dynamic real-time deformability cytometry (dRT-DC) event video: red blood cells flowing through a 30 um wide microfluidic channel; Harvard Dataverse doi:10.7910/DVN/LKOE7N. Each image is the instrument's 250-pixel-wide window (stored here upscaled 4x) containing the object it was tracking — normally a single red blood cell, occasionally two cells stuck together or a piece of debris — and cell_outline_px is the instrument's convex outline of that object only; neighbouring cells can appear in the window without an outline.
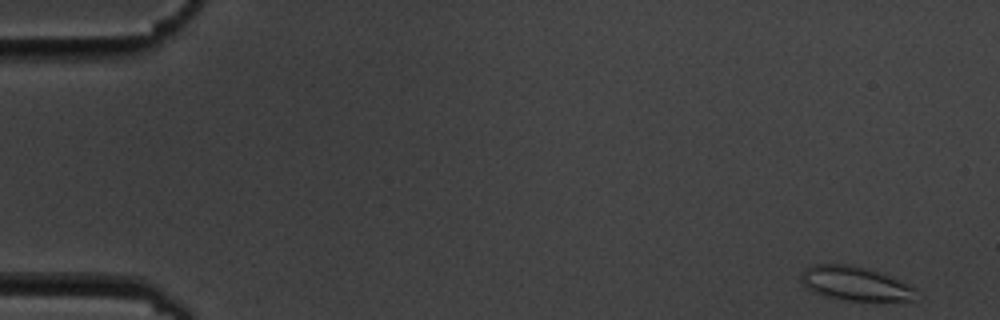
{"species": "common noctule bat (a hibernating species)", "species_latin": "Nyctalus noctula", "temperature_condition": "cold", "stored_images_in_passage": 7, "camera_frame_rate_fps": 3000, "um_per_image_px": 0.085, "animal": {"sex": "male", "body_mass_g": 19.5, "forearm_length_mm": 54.6}, "frame": {"image": 1, "passage_image": 1, "time_ms": 0.0, "image_size_px": [1000, 320], "cell_outline_px": [[916, 300], [848, 300], [828, 296], [816, 292], [808, 288], [800, 280], [800, 276], [812, 264], [848, 264], [868, 268], [880, 272], [900, 280], [916, 288]], "centroid_in_image_um": [72.73, 24.08], "position_along_channel_um": 12.3, "area_um2": 22.48}}
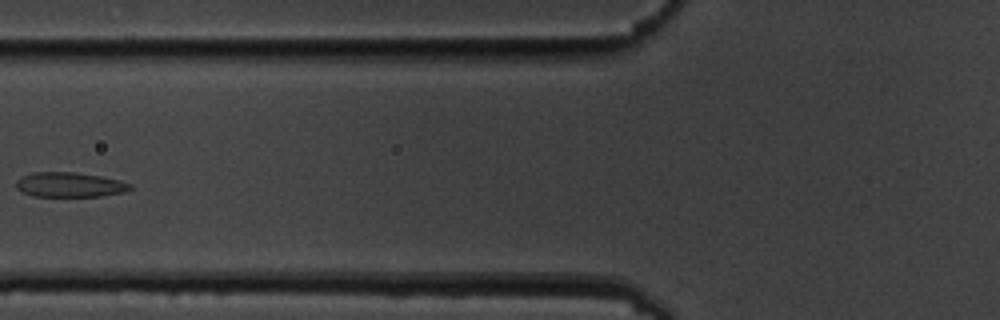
{"frame": {"image": 2, "passage_image": 6, "time_ms": 6.667, "image_size_px": [1000, 320], "cell_outline_px": [[132, 188], [124, 192], [100, 196], [32, 196], [20, 192], [16, 188], [16, 180], [20, 176], [36, 172], [76, 172], [100, 176], [120, 180], [132, 184]], "centroid_in_image_um": [5.89, 15.7], "position_along_channel_um": 119.9, "area_um2": 16.59}}
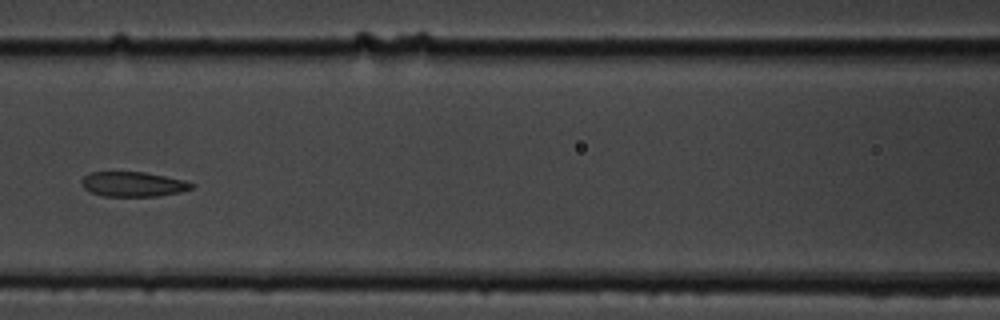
{"frame": {"image": 3, "passage_image": 7, "time_ms": 7.667, "image_size_px": [1000, 320], "cell_outline_px": [[196, 184], [192, 188], [180, 192], [156, 196], [104, 196], [92, 192], [84, 188], [84, 176], [92, 172], [144, 172], [184, 180]], "centroid_in_image_um": [11.37, 15.66], "position_along_channel_um": 155.2, "area_um2": 15.61}}